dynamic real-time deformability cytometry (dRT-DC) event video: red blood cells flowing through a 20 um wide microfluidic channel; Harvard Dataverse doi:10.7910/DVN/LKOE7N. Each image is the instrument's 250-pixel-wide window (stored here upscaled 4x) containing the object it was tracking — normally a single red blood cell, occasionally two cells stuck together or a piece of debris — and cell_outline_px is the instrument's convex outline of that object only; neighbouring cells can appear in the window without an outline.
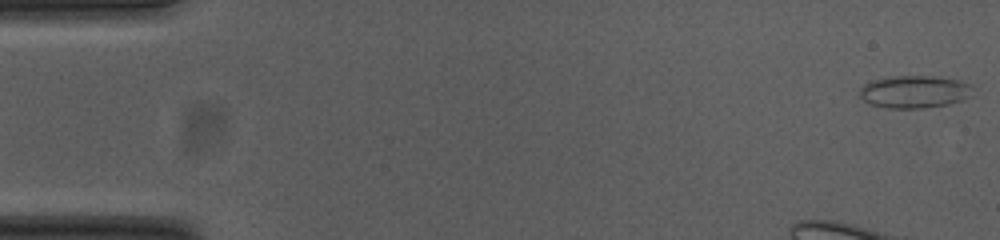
{"species": "common noctule bat (a hibernating species)", "species_latin": "Nyctalus noctula", "temperature_condition": "cold", "stored_images_in_passage": 11, "camera_frame_rate_fps": 3000, "um_per_image_px": 0.085, "animal": {"sex": "female", "body_mass_g": 23.0, "forearm_length_mm": 53.4}, "frame": {"image": 1, "passage_image": 1, "time_ms": 0.0, "image_size_px": [1000, 240], "cell_outline_px": [[972, 96], [964, 100], [948, 104], [920, 108], [888, 108], [868, 104], [860, 96], [860, 88], [864, 84], [872, 80], [892, 76], [932, 76], [960, 80], [972, 84]], "centroid_in_image_um": [77.75, 7.8], "position_along_channel_um": 7.3, "area_um2": 21.62}}